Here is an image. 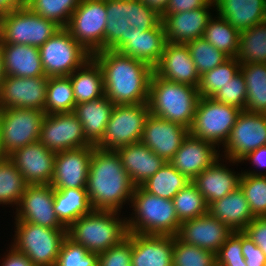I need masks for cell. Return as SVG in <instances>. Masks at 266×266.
<instances>
[{
  "label": "cell",
  "mask_w": 266,
  "mask_h": 266,
  "mask_svg": "<svg viewBox=\"0 0 266 266\" xmlns=\"http://www.w3.org/2000/svg\"><path fill=\"white\" fill-rule=\"evenodd\" d=\"M153 72L168 81L199 87L200 75L186 44L167 42Z\"/></svg>",
  "instance_id": "cell-23"
},
{
  "label": "cell",
  "mask_w": 266,
  "mask_h": 266,
  "mask_svg": "<svg viewBox=\"0 0 266 266\" xmlns=\"http://www.w3.org/2000/svg\"><path fill=\"white\" fill-rule=\"evenodd\" d=\"M239 186L245 194L253 216L266 217V176L242 173Z\"/></svg>",
  "instance_id": "cell-45"
},
{
  "label": "cell",
  "mask_w": 266,
  "mask_h": 266,
  "mask_svg": "<svg viewBox=\"0 0 266 266\" xmlns=\"http://www.w3.org/2000/svg\"><path fill=\"white\" fill-rule=\"evenodd\" d=\"M266 255V217L254 218L243 230Z\"/></svg>",
  "instance_id": "cell-52"
},
{
  "label": "cell",
  "mask_w": 266,
  "mask_h": 266,
  "mask_svg": "<svg viewBox=\"0 0 266 266\" xmlns=\"http://www.w3.org/2000/svg\"><path fill=\"white\" fill-rule=\"evenodd\" d=\"M245 260L242 254V231L233 232L216 253V261Z\"/></svg>",
  "instance_id": "cell-50"
},
{
  "label": "cell",
  "mask_w": 266,
  "mask_h": 266,
  "mask_svg": "<svg viewBox=\"0 0 266 266\" xmlns=\"http://www.w3.org/2000/svg\"><path fill=\"white\" fill-rule=\"evenodd\" d=\"M211 7H203L175 14H161L166 40L172 44H186L203 37L205 28L214 15Z\"/></svg>",
  "instance_id": "cell-25"
},
{
  "label": "cell",
  "mask_w": 266,
  "mask_h": 266,
  "mask_svg": "<svg viewBox=\"0 0 266 266\" xmlns=\"http://www.w3.org/2000/svg\"><path fill=\"white\" fill-rule=\"evenodd\" d=\"M131 266H173V236L128 233Z\"/></svg>",
  "instance_id": "cell-26"
},
{
  "label": "cell",
  "mask_w": 266,
  "mask_h": 266,
  "mask_svg": "<svg viewBox=\"0 0 266 266\" xmlns=\"http://www.w3.org/2000/svg\"><path fill=\"white\" fill-rule=\"evenodd\" d=\"M14 219L51 229H67L54 211V189L50 184L27 185L16 207Z\"/></svg>",
  "instance_id": "cell-16"
},
{
  "label": "cell",
  "mask_w": 266,
  "mask_h": 266,
  "mask_svg": "<svg viewBox=\"0 0 266 266\" xmlns=\"http://www.w3.org/2000/svg\"><path fill=\"white\" fill-rule=\"evenodd\" d=\"M38 141L55 153L92 145L74 112L46 114Z\"/></svg>",
  "instance_id": "cell-15"
},
{
  "label": "cell",
  "mask_w": 266,
  "mask_h": 266,
  "mask_svg": "<svg viewBox=\"0 0 266 266\" xmlns=\"http://www.w3.org/2000/svg\"><path fill=\"white\" fill-rule=\"evenodd\" d=\"M6 76L24 78L45 76L39 47L22 44H0Z\"/></svg>",
  "instance_id": "cell-29"
},
{
  "label": "cell",
  "mask_w": 266,
  "mask_h": 266,
  "mask_svg": "<svg viewBox=\"0 0 266 266\" xmlns=\"http://www.w3.org/2000/svg\"><path fill=\"white\" fill-rule=\"evenodd\" d=\"M4 158H5V155L2 152V147H1V144H0V160H2Z\"/></svg>",
  "instance_id": "cell-60"
},
{
  "label": "cell",
  "mask_w": 266,
  "mask_h": 266,
  "mask_svg": "<svg viewBox=\"0 0 266 266\" xmlns=\"http://www.w3.org/2000/svg\"><path fill=\"white\" fill-rule=\"evenodd\" d=\"M76 105L105 96L103 73L97 61L91 57L69 75Z\"/></svg>",
  "instance_id": "cell-33"
},
{
  "label": "cell",
  "mask_w": 266,
  "mask_h": 266,
  "mask_svg": "<svg viewBox=\"0 0 266 266\" xmlns=\"http://www.w3.org/2000/svg\"><path fill=\"white\" fill-rule=\"evenodd\" d=\"M7 249L9 250H6V254L1 258V266H35L25 254L19 253L12 246L9 245Z\"/></svg>",
  "instance_id": "cell-55"
},
{
  "label": "cell",
  "mask_w": 266,
  "mask_h": 266,
  "mask_svg": "<svg viewBox=\"0 0 266 266\" xmlns=\"http://www.w3.org/2000/svg\"><path fill=\"white\" fill-rule=\"evenodd\" d=\"M233 231L209 213L183 221L176 237L188 245L216 254Z\"/></svg>",
  "instance_id": "cell-20"
},
{
  "label": "cell",
  "mask_w": 266,
  "mask_h": 266,
  "mask_svg": "<svg viewBox=\"0 0 266 266\" xmlns=\"http://www.w3.org/2000/svg\"><path fill=\"white\" fill-rule=\"evenodd\" d=\"M55 266H98V254L89 252L66 236Z\"/></svg>",
  "instance_id": "cell-47"
},
{
  "label": "cell",
  "mask_w": 266,
  "mask_h": 266,
  "mask_svg": "<svg viewBox=\"0 0 266 266\" xmlns=\"http://www.w3.org/2000/svg\"><path fill=\"white\" fill-rule=\"evenodd\" d=\"M244 161H249L250 165L254 166L253 170H241V173H248L251 175H262L266 176V146H262L257 148L256 150L248 153L245 157H243L239 163H244ZM261 169V170H257ZM256 170V171H255ZM259 171V172H258Z\"/></svg>",
  "instance_id": "cell-54"
},
{
  "label": "cell",
  "mask_w": 266,
  "mask_h": 266,
  "mask_svg": "<svg viewBox=\"0 0 266 266\" xmlns=\"http://www.w3.org/2000/svg\"><path fill=\"white\" fill-rule=\"evenodd\" d=\"M173 266H217L216 254L188 245L173 236Z\"/></svg>",
  "instance_id": "cell-46"
},
{
  "label": "cell",
  "mask_w": 266,
  "mask_h": 266,
  "mask_svg": "<svg viewBox=\"0 0 266 266\" xmlns=\"http://www.w3.org/2000/svg\"><path fill=\"white\" fill-rule=\"evenodd\" d=\"M150 114L147 103L114 105L103 137L95 147L116 151L123 146L140 142Z\"/></svg>",
  "instance_id": "cell-9"
},
{
  "label": "cell",
  "mask_w": 266,
  "mask_h": 266,
  "mask_svg": "<svg viewBox=\"0 0 266 266\" xmlns=\"http://www.w3.org/2000/svg\"><path fill=\"white\" fill-rule=\"evenodd\" d=\"M242 254L247 266H266V255L255 242L242 231Z\"/></svg>",
  "instance_id": "cell-51"
},
{
  "label": "cell",
  "mask_w": 266,
  "mask_h": 266,
  "mask_svg": "<svg viewBox=\"0 0 266 266\" xmlns=\"http://www.w3.org/2000/svg\"><path fill=\"white\" fill-rule=\"evenodd\" d=\"M186 45L189 48L191 58L200 76L229 58L222 51L208 43L203 37L187 42Z\"/></svg>",
  "instance_id": "cell-44"
},
{
  "label": "cell",
  "mask_w": 266,
  "mask_h": 266,
  "mask_svg": "<svg viewBox=\"0 0 266 266\" xmlns=\"http://www.w3.org/2000/svg\"><path fill=\"white\" fill-rule=\"evenodd\" d=\"M172 201L180 223L208 213L204 197L192 182L181 189Z\"/></svg>",
  "instance_id": "cell-41"
},
{
  "label": "cell",
  "mask_w": 266,
  "mask_h": 266,
  "mask_svg": "<svg viewBox=\"0 0 266 266\" xmlns=\"http://www.w3.org/2000/svg\"><path fill=\"white\" fill-rule=\"evenodd\" d=\"M208 213L233 232L243 231L255 218L240 186L225 197L210 203Z\"/></svg>",
  "instance_id": "cell-30"
},
{
  "label": "cell",
  "mask_w": 266,
  "mask_h": 266,
  "mask_svg": "<svg viewBox=\"0 0 266 266\" xmlns=\"http://www.w3.org/2000/svg\"><path fill=\"white\" fill-rule=\"evenodd\" d=\"M103 73L105 96L114 105L147 103L153 68L115 50L92 55Z\"/></svg>",
  "instance_id": "cell-1"
},
{
  "label": "cell",
  "mask_w": 266,
  "mask_h": 266,
  "mask_svg": "<svg viewBox=\"0 0 266 266\" xmlns=\"http://www.w3.org/2000/svg\"><path fill=\"white\" fill-rule=\"evenodd\" d=\"M132 241L126 237L116 246L98 254V266H131Z\"/></svg>",
  "instance_id": "cell-49"
},
{
  "label": "cell",
  "mask_w": 266,
  "mask_h": 266,
  "mask_svg": "<svg viewBox=\"0 0 266 266\" xmlns=\"http://www.w3.org/2000/svg\"><path fill=\"white\" fill-rule=\"evenodd\" d=\"M92 210L87 189H54V211L66 228Z\"/></svg>",
  "instance_id": "cell-34"
},
{
  "label": "cell",
  "mask_w": 266,
  "mask_h": 266,
  "mask_svg": "<svg viewBox=\"0 0 266 266\" xmlns=\"http://www.w3.org/2000/svg\"><path fill=\"white\" fill-rule=\"evenodd\" d=\"M5 70H4V56L2 54V51L0 50V89H1V84L3 80L5 79Z\"/></svg>",
  "instance_id": "cell-59"
},
{
  "label": "cell",
  "mask_w": 266,
  "mask_h": 266,
  "mask_svg": "<svg viewBox=\"0 0 266 266\" xmlns=\"http://www.w3.org/2000/svg\"><path fill=\"white\" fill-rule=\"evenodd\" d=\"M266 146V114L240 112L224 144L221 157L240 162L248 153ZM224 153V154H223Z\"/></svg>",
  "instance_id": "cell-14"
},
{
  "label": "cell",
  "mask_w": 266,
  "mask_h": 266,
  "mask_svg": "<svg viewBox=\"0 0 266 266\" xmlns=\"http://www.w3.org/2000/svg\"><path fill=\"white\" fill-rule=\"evenodd\" d=\"M56 153L41 142L15 150L8 158L23 175L27 185H46L52 181Z\"/></svg>",
  "instance_id": "cell-18"
},
{
  "label": "cell",
  "mask_w": 266,
  "mask_h": 266,
  "mask_svg": "<svg viewBox=\"0 0 266 266\" xmlns=\"http://www.w3.org/2000/svg\"><path fill=\"white\" fill-rule=\"evenodd\" d=\"M203 7H215L214 1L213 0H169L167 8L162 14L181 13Z\"/></svg>",
  "instance_id": "cell-53"
},
{
  "label": "cell",
  "mask_w": 266,
  "mask_h": 266,
  "mask_svg": "<svg viewBox=\"0 0 266 266\" xmlns=\"http://www.w3.org/2000/svg\"><path fill=\"white\" fill-rule=\"evenodd\" d=\"M131 217H127L128 233L176 236L180 222L173 201L164 199L135 186L131 204Z\"/></svg>",
  "instance_id": "cell-6"
},
{
  "label": "cell",
  "mask_w": 266,
  "mask_h": 266,
  "mask_svg": "<svg viewBox=\"0 0 266 266\" xmlns=\"http://www.w3.org/2000/svg\"><path fill=\"white\" fill-rule=\"evenodd\" d=\"M166 43V35L161 22L157 27L142 32L136 38L129 39L118 51L154 68L164 52Z\"/></svg>",
  "instance_id": "cell-32"
},
{
  "label": "cell",
  "mask_w": 266,
  "mask_h": 266,
  "mask_svg": "<svg viewBox=\"0 0 266 266\" xmlns=\"http://www.w3.org/2000/svg\"><path fill=\"white\" fill-rule=\"evenodd\" d=\"M212 98L217 102L233 106L241 111L245 110L247 90L242 72L239 71Z\"/></svg>",
  "instance_id": "cell-48"
},
{
  "label": "cell",
  "mask_w": 266,
  "mask_h": 266,
  "mask_svg": "<svg viewBox=\"0 0 266 266\" xmlns=\"http://www.w3.org/2000/svg\"><path fill=\"white\" fill-rule=\"evenodd\" d=\"M81 0H27L26 7L41 17L66 27Z\"/></svg>",
  "instance_id": "cell-42"
},
{
  "label": "cell",
  "mask_w": 266,
  "mask_h": 266,
  "mask_svg": "<svg viewBox=\"0 0 266 266\" xmlns=\"http://www.w3.org/2000/svg\"><path fill=\"white\" fill-rule=\"evenodd\" d=\"M120 216L119 211L92 210L67 228V236L89 252L100 254L127 237V217Z\"/></svg>",
  "instance_id": "cell-5"
},
{
  "label": "cell",
  "mask_w": 266,
  "mask_h": 266,
  "mask_svg": "<svg viewBox=\"0 0 266 266\" xmlns=\"http://www.w3.org/2000/svg\"><path fill=\"white\" fill-rule=\"evenodd\" d=\"M45 114L74 112L76 101L69 76L49 77Z\"/></svg>",
  "instance_id": "cell-39"
},
{
  "label": "cell",
  "mask_w": 266,
  "mask_h": 266,
  "mask_svg": "<svg viewBox=\"0 0 266 266\" xmlns=\"http://www.w3.org/2000/svg\"><path fill=\"white\" fill-rule=\"evenodd\" d=\"M61 27L31 12L26 6L0 16V44L40 47Z\"/></svg>",
  "instance_id": "cell-8"
},
{
  "label": "cell",
  "mask_w": 266,
  "mask_h": 266,
  "mask_svg": "<svg viewBox=\"0 0 266 266\" xmlns=\"http://www.w3.org/2000/svg\"><path fill=\"white\" fill-rule=\"evenodd\" d=\"M217 266H247L245 260L236 261H216Z\"/></svg>",
  "instance_id": "cell-58"
},
{
  "label": "cell",
  "mask_w": 266,
  "mask_h": 266,
  "mask_svg": "<svg viewBox=\"0 0 266 266\" xmlns=\"http://www.w3.org/2000/svg\"><path fill=\"white\" fill-rule=\"evenodd\" d=\"M27 0H0V16L13 9L25 7Z\"/></svg>",
  "instance_id": "cell-56"
},
{
  "label": "cell",
  "mask_w": 266,
  "mask_h": 266,
  "mask_svg": "<svg viewBox=\"0 0 266 266\" xmlns=\"http://www.w3.org/2000/svg\"><path fill=\"white\" fill-rule=\"evenodd\" d=\"M45 76H69L81 67L92 55L61 27L39 47Z\"/></svg>",
  "instance_id": "cell-11"
},
{
  "label": "cell",
  "mask_w": 266,
  "mask_h": 266,
  "mask_svg": "<svg viewBox=\"0 0 266 266\" xmlns=\"http://www.w3.org/2000/svg\"><path fill=\"white\" fill-rule=\"evenodd\" d=\"M106 0H81L65 27L91 55L104 50Z\"/></svg>",
  "instance_id": "cell-13"
},
{
  "label": "cell",
  "mask_w": 266,
  "mask_h": 266,
  "mask_svg": "<svg viewBox=\"0 0 266 266\" xmlns=\"http://www.w3.org/2000/svg\"><path fill=\"white\" fill-rule=\"evenodd\" d=\"M247 90L245 110L251 113L266 114V64H241Z\"/></svg>",
  "instance_id": "cell-35"
},
{
  "label": "cell",
  "mask_w": 266,
  "mask_h": 266,
  "mask_svg": "<svg viewBox=\"0 0 266 266\" xmlns=\"http://www.w3.org/2000/svg\"><path fill=\"white\" fill-rule=\"evenodd\" d=\"M11 245L35 266H55L67 229H51L15 219ZM16 228V229H15Z\"/></svg>",
  "instance_id": "cell-7"
},
{
  "label": "cell",
  "mask_w": 266,
  "mask_h": 266,
  "mask_svg": "<svg viewBox=\"0 0 266 266\" xmlns=\"http://www.w3.org/2000/svg\"><path fill=\"white\" fill-rule=\"evenodd\" d=\"M93 145L56 153L53 189H86Z\"/></svg>",
  "instance_id": "cell-19"
},
{
  "label": "cell",
  "mask_w": 266,
  "mask_h": 266,
  "mask_svg": "<svg viewBox=\"0 0 266 266\" xmlns=\"http://www.w3.org/2000/svg\"><path fill=\"white\" fill-rule=\"evenodd\" d=\"M114 104L103 96L97 100L77 104L75 115L80 120L86 139L96 145L103 137Z\"/></svg>",
  "instance_id": "cell-31"
},
{
  "label": "cell",
  "mask_w": 266,
  "mask_h": 266,
  "mask_svg": "<svg viewBox=\"0 0 266 266\" xmlns=\"http://www.w3.org/2000/svg\"><path fill=\"white\" fill-rule=\"evenodd\" d=\"M240 112L241 110L213 98L200 97L189 134L211 142L219 149L228 140Z\"/></svg>",
  "instance_id": "cell-10"
},
{
  "label": "cell",
  "mask_w": 266,
  "mask_h": 266,
  "mask_svg": "<svg viewBox=\"0 0 266 266\" xmlns=\"http://www.w3.org/2000/svg\"><path fill=\"white\" fill-rule=\"evenodd\" d=\"M220 157V150L213 143L188 134L170 163L192 181Z\"/></svg>",
  "instance_id": "cell-22"
},
{
  "label": "cell",
  "mask_w": 266,
  "mask_h": 266,
  "mask_svg": "<svg viewBox=\"0 0 266 266\" xmlns=\"http://www.w3.org/2000/svg\"><path fill=\"white\" fill-rule=\"evenodd\" d=\"M236 59L241 64H266V21L240 32Z\"/></svg>",
  "instance_id": "cell-38"
},
{
  "label": "cell",
  "mask_w": 266,
  "mask_h": 266,
  "mask_svg": "<svg viewBox=\"0 0 266 266\" xmlns=\"http://www.w3.org/2000/svg\"><path fill=\"white\" fill-rule=\"evenodd\" d=\"M216 14L239 32L266 21V0H213Z\"/></svg>",
  "instance_id": "cell-28"
},
{
  "label": "cell",
  "mask_w": 266,
  "mask_h": 266,
  "mask_svg": "<svg viewBox=\"0 0 266 266\" xmlns=\"http://www.w3.org/2000/svg\"><path fill=\"white\" fill-rule=\"evenodd\" d=\"M104 50L118 51L129 39L157 27L161 15L140 0H106Z\"/></svg>",
  "instance_id": "cell-3"
},
{
  "label": "cell",
  "mask_w": 266,
  "mask_h": 266,
  "mask_svg": "<svg viewBox=\"0 0 266 266\" xmlns=\"http://www.w3.org/2000/svg\"><path fill=\"white\" fill-rule=\"evenodd\" d=\"M190 182L170 162H166L140 186L150 194L172 200Z\"/></svg>",
  "instance_id": "cell-36"
},
{
  "label": "cell",
  "mask_w": 266,
  "mask_h": 266,
  "mask_svg": "<svg viewBox=\"0 0 266 266\" xmlns=\"http://www.w3.org/2000/svg\"><path fill=\"white\" fill-rule=\"evenodd\" d=\"M153 10L157 11L160 15L165 11L169 0H140Z\"/></svg>",
  "instance_id": "cell-57"
},
{
  "label": "cell",
  "mask_w": 266,
  "mask_h": 266,
  "mask_svg": "<svg viewBox=\"0 0 266 266\" xmlns=\"http://www.w3.org/2000/svg\"><path fill=\"white\" fill-rule=\"evenodd\" d=\"M229 163L239 164V162L220 157L191 181L202 194L207 205L225 197L239 187L242 173L232 171L228 167Z\"/></svg>",
  "instance_id": "cell-24"
},
{
  "label": "cell",
  "mask_w": 266,
  "mask_h": 266,
  "mask_svg": "<svg viewBox=\"0 0 266 266\" xmlns=\"http://www.w3.org/2000/svg\"><path fill=\"white\" fill-rule=\"evenodd\" d=\"M86 189L93 210L121 212L123 205L131 204L135 185L116 151L97 149L93 145Z\"/></svg>",
  "instance_id": "cell-2"
},
{
  "label": "cell",
  "mask_w": 266,
  "mask_h": 266,
  "mask_svg": "<svg viewBox=\"0 0 266 266\" xmlns=\"http://www.w3.org/2000/svg\"><path fill=\"white\" fill-rule=\"evenodd\" d=\"M216 16H212L209 20L203 38L229 58H236L240 32L229 24L225 18L218 14Z\"/></svg>",
  "instance_id": "cell-37"
},
{
  "label": "cell",
  "mask_w": 266,
  "mask_h": 266,
  "mask_svg": "<svg viewBox=\"0 0 266 266\" xmlns=\"http://www.w3.org/2000/svg\"><path fill=\"white\" fill-rule=\"evenodd\" d=\"M240 65L241 63L236 58H228L222 64L201 75L198 87L200 97L212 98L240 71Z\"/></svg>",
  "instance_id": "cell-43"
},
{
  "label": "cell",
  "mask_w": 266,
  "mask_h": 266,
  "mask_svg": "<svg viewBox=\"0 0 266 266\" xmlns=\"http://www.w3.org/2000/svg\"><path fill=\"white\" fill-rule=\"evenodd\" d=\"M48 76H5L0 89V109H41L45 112Z\"/></svg>",
  "instance_id": "cell-17"
},
{
  "label": "cell",
  "mask_w": 266,
  "mask_h": 266,
  "mask_svg": "<svg viewBox=\"0 0 266 266\" xmlns=\"http://www.w3.org/2000/svg\"><path fill=\"white\" fill-rule=\"evenodd\" d=\"M116 152L135 186L142 185L166 163L141 141L118 148Z\"/></svg>",
  "instance_id": "cell-27"
},
{
  "label": "cell",
  "mask_w": 266,
  "mask_h": 266,
  "mask_svg": "<svg viewBox=\"0 0 266 266\" xmlns=\"http://www.w3.org/2000/svg\"><path fill=\"white\" fill-rule=\"evenodd\" d=\"M45 115L41 109H0V144L5 157L38 142Z\"/></svg>",
  "instance_id": "cell-12"
},
{
  "label": "cell",
  "mask_w": 266,
  "mask_h": 266,
  "mask_svg": "<svg viewBox=\"0 0 266 266\" xmlns=\"http://www.w3.org/2000/svg\"><path fill=\"white\" fill-rule=\"evenodd\" d=\"M26 187L23 175L14 163L8 157L0 160V205H10L16 209Z\"/></svg>",
  "instance_id": "cell-40"
},
{
  "label": "cell",
  "mask_w": 266,
  "mask_h": 266,
  "mask_svg": "<svg viewBox=\"0 0 266 266\" xmlns=\"http://www.w3.org/2000/svg\"><path fill=\"white\" fill-rule=\"evenodd\" d=\"M188 134V128L150 114L141 142L165 162H170Z\"/></svg>",
  "instance_id": "cell-21"
},
{
  "label": "cell",
  "mask_w": 266,
  "mask_h": 266,
  "mask_svg": "<svg viewBox=\"0 0 266 266\" xmlns=\"http://www.w3.org/2000/svg\"><path fill=\"white\" fill-rule=\"evenodd\" d=\"M199 99L195 86L171 82L153 72L147 102L151 115L190 129Z\"/></svg>",
  "instance_id": "cell-4"
}]
</instances>
